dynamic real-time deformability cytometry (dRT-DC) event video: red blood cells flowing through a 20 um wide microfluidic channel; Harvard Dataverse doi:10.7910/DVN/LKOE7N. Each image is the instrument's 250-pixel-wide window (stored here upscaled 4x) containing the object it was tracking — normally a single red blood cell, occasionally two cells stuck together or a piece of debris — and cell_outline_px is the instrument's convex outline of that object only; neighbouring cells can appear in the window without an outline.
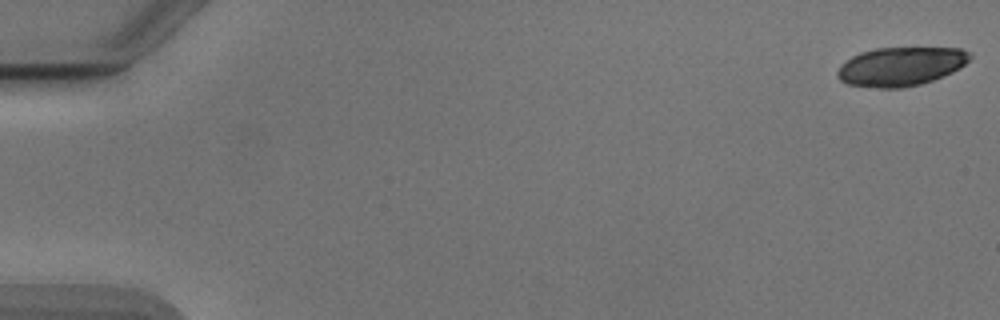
{"species": "Egyptian fruit bat (a non-hibernating species)", "species_latin": "Rousettus aegyptiacus", "temperature_condition": "cold", "stored_images_in_passage": 53, "camera_frame_rate_fps": 3000, "um_per_image_px": 0.085, "animal": {"sex": "male"}, "frame": {"image": 1, "passage_image": 1, "time_ms": 0.0, "image_size_px": [1000, 320], "cell_outline_px": [[972, 56], [960, 68], [952, 72], [932, 80], [920, 84], [900, 88], [880, 88], [848, 84], [840, 80], [836, 76], [836, 72], [840, 64], [852, 56], [860, 52], [876, 48], [960, 48], [968, 52]], "centroid_in_image_um": [76.53, 5.64], "position_along_channel_um": 8.5, "area_um2": 29.88}}
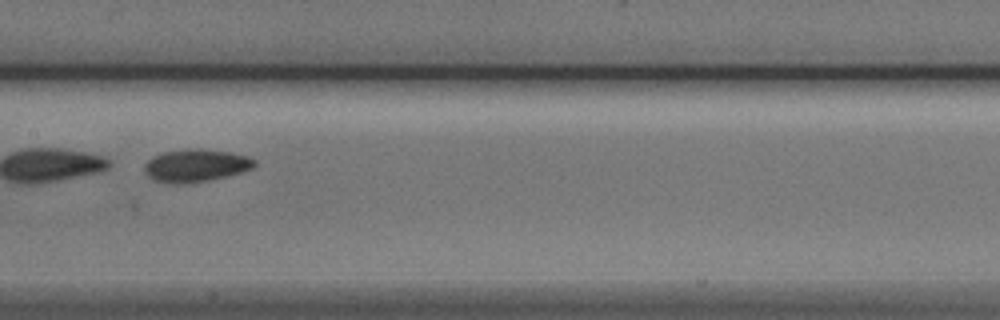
{"frame": {"image": 2, "passage_image": 28, "time_ms": 9.0, "image_size_px": [1000, 320], "cell_outline_px": [[256, 164], [252, 168], [240, 172], [208, 180], [180, 184], [156, 180], [148, 176], [144, 172], [144, 164], [152, 156], [164, 152], [188, 148], [200, 148], [232, 152], [248, 156], [256, 160]], "centroid_in_image_um": [16.64, 14.04], "position_along_channel_um": 190.8, "area_um2": 20.87}}